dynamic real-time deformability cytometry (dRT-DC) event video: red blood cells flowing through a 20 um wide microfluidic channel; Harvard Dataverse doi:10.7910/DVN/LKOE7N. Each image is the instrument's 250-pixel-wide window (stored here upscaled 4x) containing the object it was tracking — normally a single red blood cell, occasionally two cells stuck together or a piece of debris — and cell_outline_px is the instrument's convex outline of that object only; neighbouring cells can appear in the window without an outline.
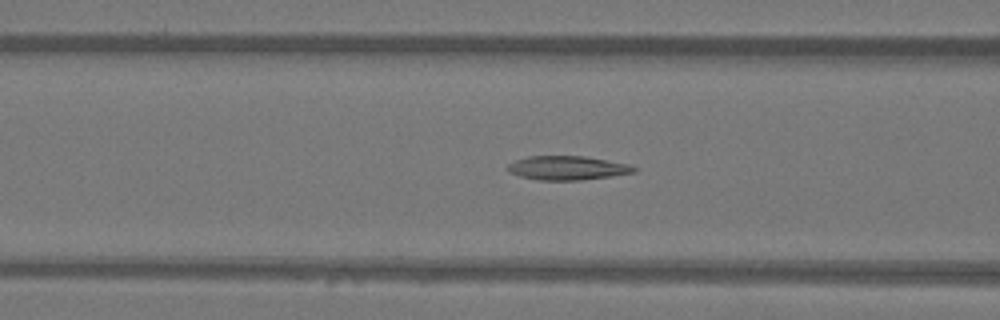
{"species": "Egyptian fruit bat (a non-hibernating species)", "species_latin": "Rousettus aegyptiacus", "temperature_condition": "warm", "stored_images_in_passage": 50, "camera_frame_rate_fps": 3000, "um_per_image_px": 0.085, "animal": {"sex": "female"}, "frame": {"image": 1, "passage_image": 20, "time_ms": 6.333, "image_size_px": [1000, 320], "cell_outline_px": [[636, 172], [580, 180], [540, 180], [520, 176], [508, 172], [504, 168], [508, 164], [516, 160], [528, 156], [584, 156], [628, 164], [636, 168]], "centroid_in_image_um": [48.16, 14.27], "position_along_channel_um": 118.4, "area_um2": 17.51}}
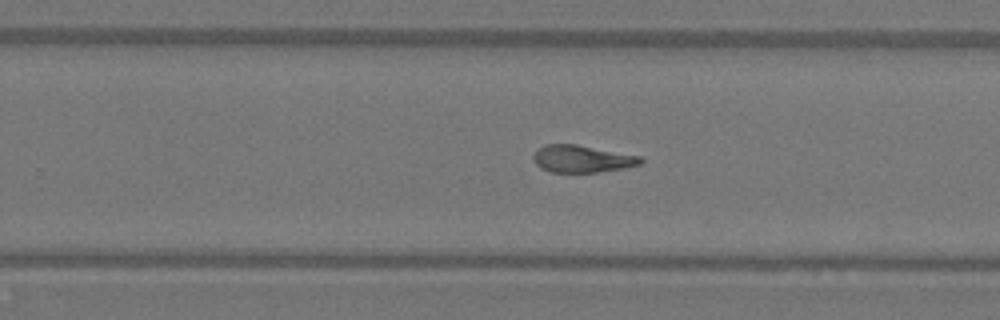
{"frame": {"image": 2, "passage_image": 32, "time_ms": 10.333, "image_size_px": [1000, 320], "cell_outline_px": [[644, 160], [640, 164], [624, 168], [596, 172], [552, 172], [540, 168], [536, 164], [532, 156], [540, 148], [548, 144], [576, 144], [640, 156]], "centroid_in_image_um": [49.48, 13.5], "position_along_channel_um": 280.3, "area_um2": 16.82}}
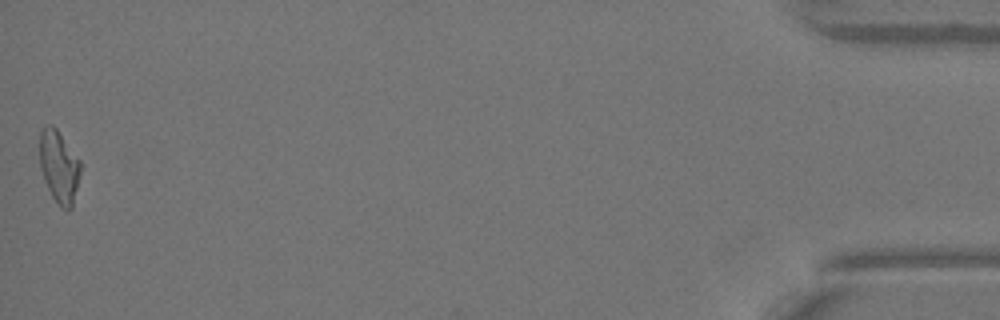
{"frame": {"image": 3, "passage_image": 50, "time_ms": 16.333, "image_size_px": [1000, 320], "cell_outline_px": [[80, 172], [72, 208], [68, 212], [60, 208], [52, 196], [48, 188], [40, 168], [40, 132], [48, 124], [52, 124], [56, 128], [80, 160]], "centroid_in_image_um": [5.02, 14.19], "position_along_channel_um": 430.2, "area_um2": 17.11}, "authors_computed_cell_mechanics": {"area_um2": 17.7157, "velocity_mm_per_s": 4.0644, "shape_relaxation_time_tau1_ms": null, "shape_relaxation_time_tau2_ms": 1.93, "deformation_change_tau1": null, "deformation_change_tau2": 0.0786}}